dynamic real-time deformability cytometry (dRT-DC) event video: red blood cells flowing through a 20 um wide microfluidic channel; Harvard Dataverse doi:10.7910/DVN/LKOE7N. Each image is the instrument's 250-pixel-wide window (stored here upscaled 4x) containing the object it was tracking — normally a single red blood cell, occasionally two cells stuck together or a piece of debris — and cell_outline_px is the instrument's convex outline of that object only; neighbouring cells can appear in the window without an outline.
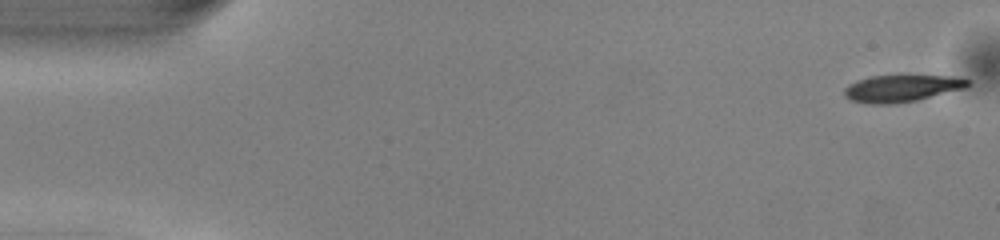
{"species": "common noctule bat (a hibernating species)", "species_latin": "Nyctalus noctula", "temperature_condition": "warm", "stored_images_in_passage": 50, "camera_frame_rate_fps": 3000, "um_per_image_px": 0.085, "animal": {"sex": "male", "body_mass_g": 13.0, "forearm_length_mm": 53.1}, "frame": {"image": 1, "passage_image": 1, "time_ms": 0.0, "image_size_px": [1000, 240], "cell_outline_px": [[972, 84], [968, 88], [916, 100], [896, 104], [868, 104], [848, 100], [844, 96], [844, 88], [848, 84], [856, 80], [872, 76], [900, 72], [960, 76], [972, 80]], "centroid_in_image_um": [76.73, 7.44], "position_along_channel_um": 8.3, "area_um2": 21.1}}
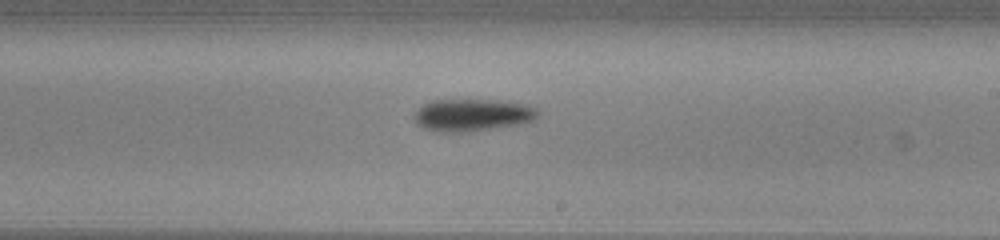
{"frame": {"image": 2, "passage_image": 29, "time_ms": 9.333, "image_size_px": [1000, 240], "cell_outline_px": [[540, 112], [532, 120], [524, 124], [468, 132], [440, 132], [424, 128], [416, 124], [412, 116], [424, 104], [432, 100], [504, 100], [528, 104], [536, 108]], "centroid_in_image_um": [40.18, 9.78], "position_along_channel_um": 248.8, "area_um2": 23.58}}
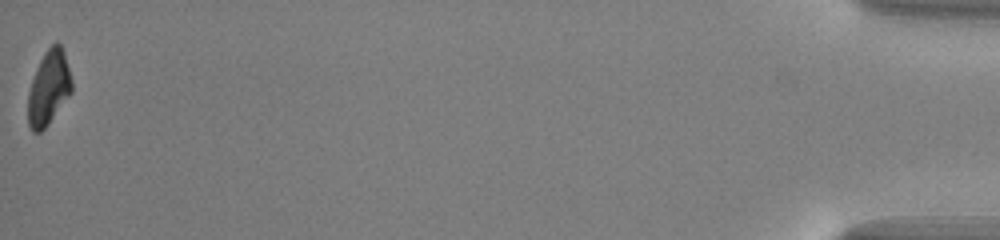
{"frame": {"image": 3, "passage_image": 50, "time_ms": 16.333, "image_size_px": [1000, 240], "cell_outline_px": [[72, 92], [48, 124], [40, 132], [32, 132], [28, 124], [28, 92], [36, 68], [44, 52], [56, 40], [60, 44], [64, 52], [72, 80]], "centroid_in_image_um": [4.14, 7.46], "position_along_channel_um": 431.1, "area_um2": 18.96}, "authors_computed_cell_mechanics": {"area_um2": 21.2704, "velocity_mm_per_s": 4.0871, "shape_relaxation_time_tau1_ms": 1.7957, "shape_relaxation_time_tau2_ms": null, "deformation_change_tau1": 0.1443, "deformation_change_tau2": null}}